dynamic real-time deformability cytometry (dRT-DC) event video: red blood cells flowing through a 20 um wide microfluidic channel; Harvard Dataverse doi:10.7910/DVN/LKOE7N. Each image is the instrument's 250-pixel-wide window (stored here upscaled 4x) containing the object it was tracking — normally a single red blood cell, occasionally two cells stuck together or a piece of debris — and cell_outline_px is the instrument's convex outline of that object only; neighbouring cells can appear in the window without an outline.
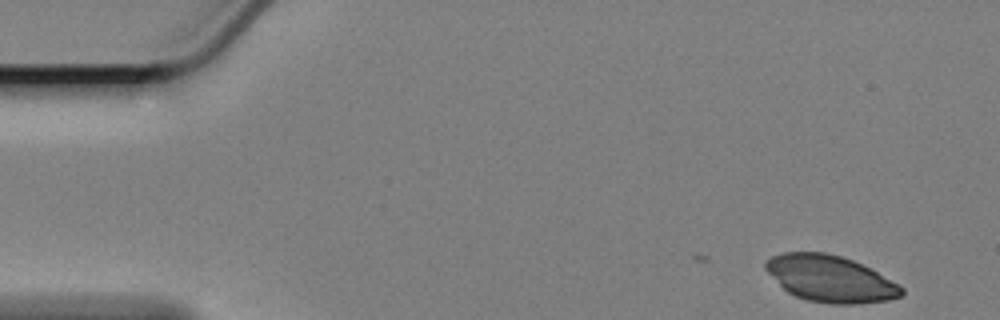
{"species": "Egyptian fruit bat (a non-hibernating species)", "species_latin": "Rousettus aegyptiacus", "temperature_condition": "cold", "stored_images_in_passage": 53, "camera_frame_rate_fps": 3000, "um_per_image_px": 0.085, "animal": {"sex": "female"}, "frame": {"image": 1, "passage_image": 1, "time_ms": 0.0, "image_size_px": [1000, 320], "cell_outline_px": [[904, 292], [900, 296], [888, 300], [856, 304], [828, 304], [808, 300], [796, 296], [788, 292], [764, 268], [764, 260], [772, 256], [784, 252], [824, 252], [840, 256], [852, 260], [876, 272], [904, 288]], "centroid_in_image_um": [70.54, 23.69], "position_along_channel_um": 14.5, "area_um2": 36.41}}